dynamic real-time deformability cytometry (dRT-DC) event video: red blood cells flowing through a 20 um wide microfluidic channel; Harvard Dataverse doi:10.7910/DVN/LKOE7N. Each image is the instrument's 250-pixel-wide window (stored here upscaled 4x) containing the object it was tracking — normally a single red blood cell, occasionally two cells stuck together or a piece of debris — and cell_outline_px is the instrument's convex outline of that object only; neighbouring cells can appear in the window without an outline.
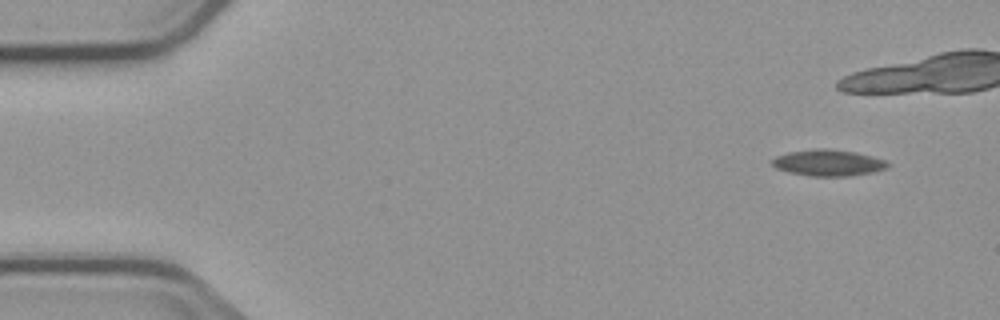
{"species": "common noctule bat (a hibernating species)", "species_latin": "Nyctalus noctula", "temperature_condition": "cold", "stored_images_in_passage": 4, "camera_frame_rate_fps": 3000, "um_per_image_px": 0.085, "animal": {"sex": "male", "body_mass_g": 23.1, "forearm_length_mm": 52.7}, "frame": {"image": 1, "passage_image": 1, "time_ms": 0.0, "image_size_px": [1000, 320], "cell_outline_px": [[892, 164], [888, 168], [872, 172], [848, 176], [812, 176], [788, 172], [776, 168], [772, 164], [772, 160], [776, 156], [788, 152], [816, 148], [824, 148], [852, 152], [872, 156], [884, 160]], "centroid_in_image_um": [70.4, 13.84], "position_along_channel_um": 14.6, "area_um2": 17.63}}